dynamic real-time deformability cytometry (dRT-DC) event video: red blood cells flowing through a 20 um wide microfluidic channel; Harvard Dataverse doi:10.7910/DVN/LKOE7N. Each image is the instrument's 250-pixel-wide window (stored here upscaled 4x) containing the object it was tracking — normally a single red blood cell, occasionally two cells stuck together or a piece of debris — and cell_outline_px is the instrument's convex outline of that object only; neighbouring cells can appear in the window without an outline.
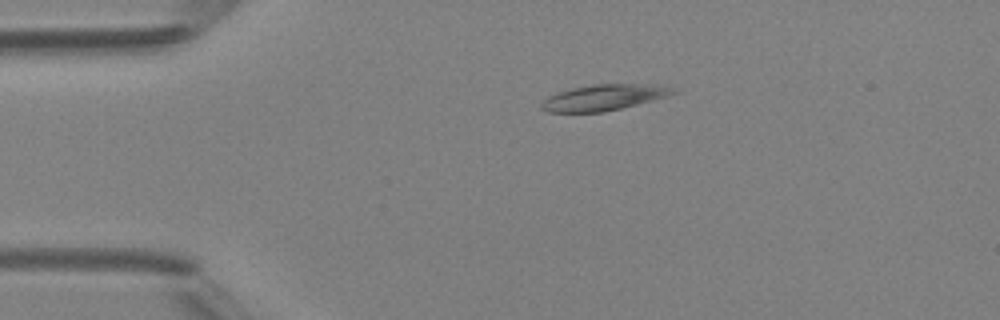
{"species": "Egyptian fruit bat (a non-hibernating species)", "species_latin": "Rousettus aegyptiacus", "temperature_condition": "room temperature", "stored_images_in_passage": 6, "camera_frame_rate_fps": 3000, "um_per_image_px": 0.085, "animal": {"sex": "female"}, "frame": {"image": 1, "passage_image": 6, "time_ms": 5.667, "image_size_px": [1000, 320], "cell_outline_px": [[680, 92], [668, 96], [604, 112], [548, 112], [540, 108], [540, 104], [548, 96], [556, 92], [572, 88], [592, 84], [660, 84], [672, 88]], "centroid_in_image_um": [51.32, 8.27], "position_along_channel_um": 33.7, "area_um2": 19.94}}